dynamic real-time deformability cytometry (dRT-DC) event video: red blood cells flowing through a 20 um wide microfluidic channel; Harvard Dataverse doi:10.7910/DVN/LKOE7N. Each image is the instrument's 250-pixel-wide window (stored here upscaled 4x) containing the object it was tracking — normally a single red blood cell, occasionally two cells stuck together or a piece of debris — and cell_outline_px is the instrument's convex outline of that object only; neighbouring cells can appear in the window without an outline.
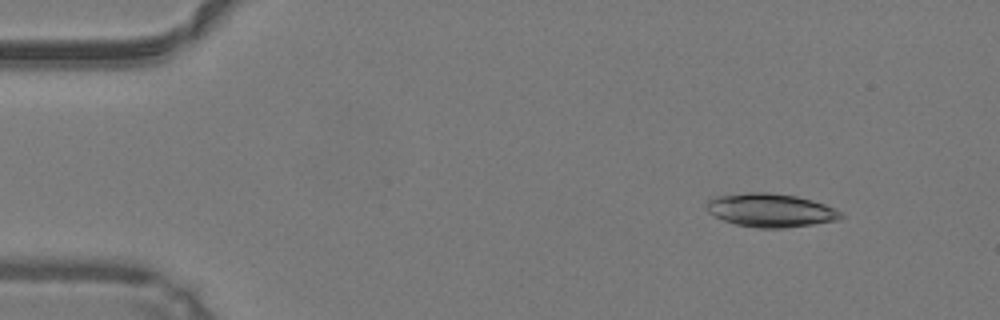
{"species": "common noctule bat (a hibernating species)", "species_latin": "Nyctalus noctula", "temperature_condition": "warm", "stored_images_in_passage": 43, "camera_frame_rate_fps": 3000, "um_per_image_px": 0.085, "animal": {"sex": "male", "body_mass_g": 19.2, "forearm_length_mm": 51.8}, "frame": {"image": 1, "passage_image": 1, "time_ms": 0.0, "image_size_px": [1000, 320], "cell_outline_px": [[844, 216], [840, 220], [784, 228], [756, 228], [736, 224], [724, 220], [708, 212], [708, 200], [716, 196], [744, 192], [768, 192], [796, 196], [812, 200], [824, 204], [840, 212]], "centroid_in_image_um": [65.51, 17.87], "position_along_channel_um": 19.5, "area_um2": 26.07}}
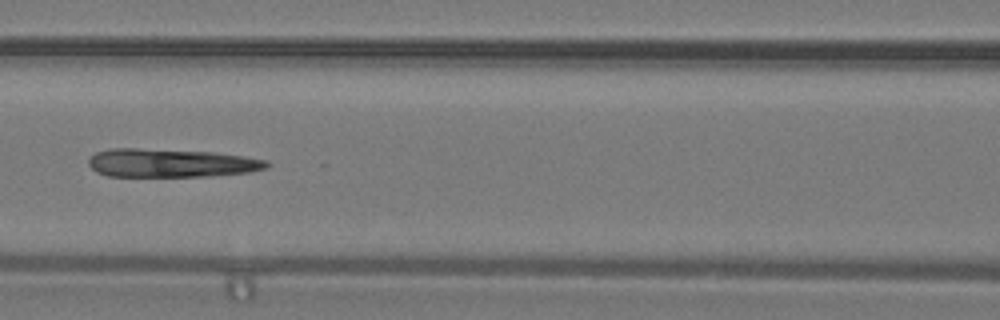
{"frame": {"image": 2, "passage_image": 17, "time_ms": 5.333, "image_size_px": [1000, 320], "cell_outline_px": [[272, 164], [268, 168], [252, 172], [212, 176], [108, 176], [96, 172], [88, 164], [88, 160], [96, 152], [108, 148], [136, 148], [212, 152], [244, 156], [268, 160]], "centroid_in_image_um": [14.58, 13.86], "position_along_channel_um": 152.0, "area_um2": 29.77}}
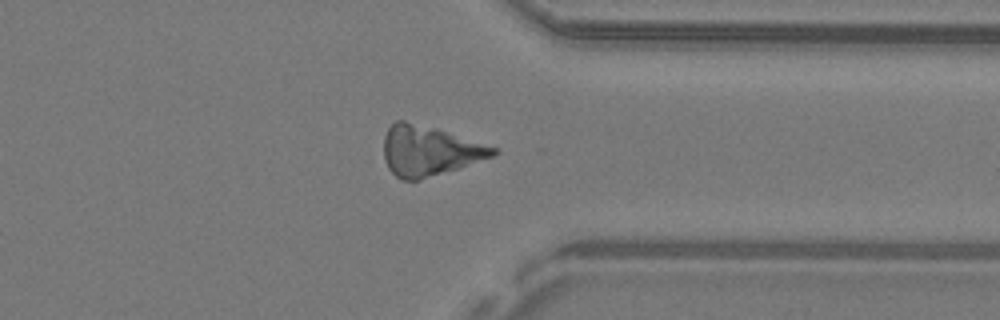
{"frame": {"image": 3, "passage_image": 33, "time_ms": 10.667, "image_size_px": [1000, 320], "cell_outline_px": [[500, 152], [492, 156], [420, 180], [400, 180], [388, 168], [384, 160], [384, 136], [388, 128], [396, 120], [404, 120], [436, 128], [500, 148]], "centroid_in_image_um": [36.47, 12.8], "position_along_channel_um": 374.9, "area_um2": 31.73}, "authors_computed_cell_mechanics": {"area_um2": 29.9982, "velocity_mm_per_s": 4.2639, "shape_relaxation_time_tau1_ms": null, "shape_relaxation_time_tau2_ms": 7.3997, "deformation_change_tau1": null, "deformation_change_tau2": 0.1602}}